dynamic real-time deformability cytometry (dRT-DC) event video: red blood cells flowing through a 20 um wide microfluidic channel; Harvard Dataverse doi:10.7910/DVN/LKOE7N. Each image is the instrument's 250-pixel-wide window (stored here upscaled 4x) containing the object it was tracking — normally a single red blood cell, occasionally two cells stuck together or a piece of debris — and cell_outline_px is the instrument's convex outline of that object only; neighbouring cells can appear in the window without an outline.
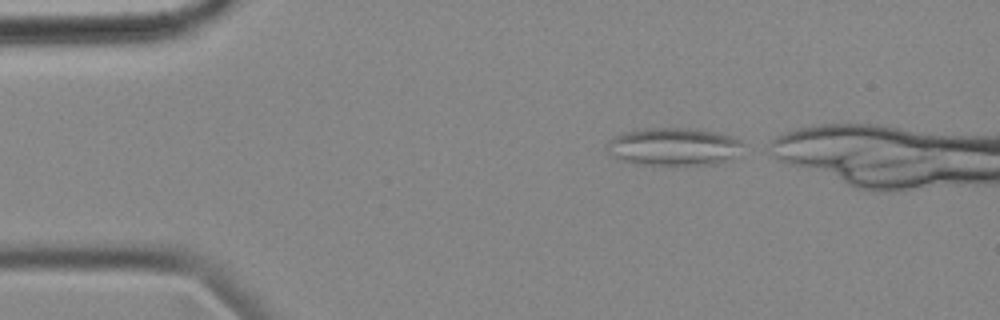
{"species": "common noctule bat (a hibernating species)", "species_latin": "Nyctalus noctula", "temperature_condition": "cold", "stored_images_in_passage": 37, "camera_frame_rate_fps": 3000, "um_per_image_px": 0.085, "animal": {"sex": "female", "body_mass_g": 18.4}, "frame": {"image": 1, "passage_image": 1, "time_ms": 0.0, "image_size_px": [1000, 320], "cell_outline_px": [[744, 144], [740, 156], [732, 160], [716, 164], [664, 168], [632, 164], [620, 160], [608, 152], [604, 148], [604, 144], [608, 140], [620, 132], [644, 128], [696, 128], [716, 132], [732, 136], [740, 140]], "centroid_in_image_um": [57.26, 12.52], "position_along_channel_um": 27.7, "area_um2": 31.96}}
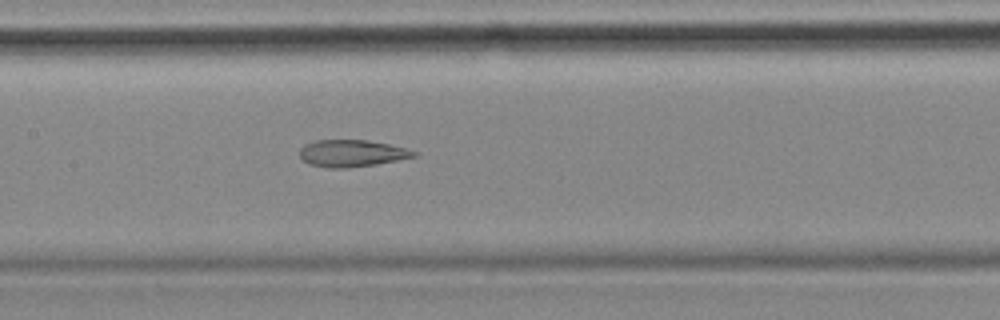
{"frame": {"image": 2, "passage_image": 18, "time_ms": 5.667, "image_size_px": [1000, 320], "cell_outline_px": [[420, 156], [376, 164], [348, 168], [328, 168], [308, 164], [300, 156], [300, 148], [304, 144], [312, 140], [368, 140], [388, 144], [404, 148], [416, 152]], "centroid_in_image_um": [29.88, 13.03], "position_along_channel_um": 177.5, "area_um2": 18.03}}
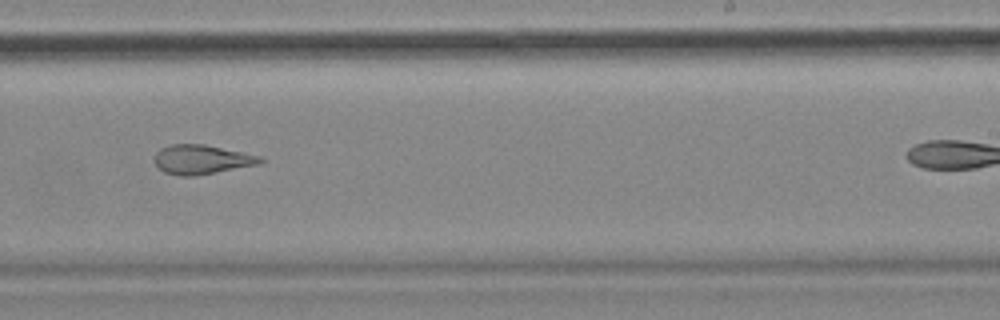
{"frame": {"image": 3, "passage_image": 26, "time_ms": 8.333, "image_size_px": [1000, 320], "cell_outline_px": [[264, 160], [260, 164], [216, 172], [192, 176], [180, 176], [164, 172], [156, 164], [156, 152], [160, 148], [172, 144], [204, 144], [260, 156]], "centroid_in_image_um": [17.14, 13.55], "position_along_channel_um": 271.9, "area_um2": 17.8}}